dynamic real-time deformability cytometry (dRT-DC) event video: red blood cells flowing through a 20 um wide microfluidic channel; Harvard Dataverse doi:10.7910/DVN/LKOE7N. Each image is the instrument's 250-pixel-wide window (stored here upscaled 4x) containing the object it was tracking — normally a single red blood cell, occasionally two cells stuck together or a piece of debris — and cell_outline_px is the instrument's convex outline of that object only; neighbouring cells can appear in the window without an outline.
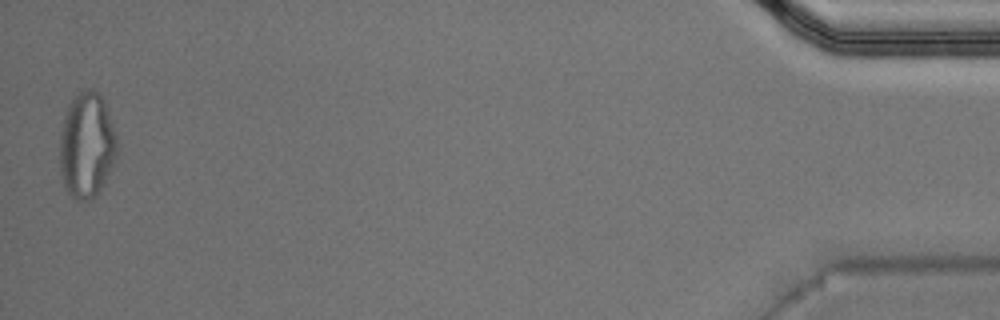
{"species": "Egyptian fruit bat (a non-hibernating species)", "species_latin": "Rousettus aegyptiacus", "temperature_condition": "warm", "stored_images_in_passage": 34, "segment_of_instrument_passage": [2, 2], "camera_frame_rate_fps": 3000, "um_per_image_px": 0.085, "animal": {"sex": "male"}, "frame": {"image": 1, "passage_image": 34, "time_ms": 11.0, "image_size_px": [1000, 320], "cell_outline_px": [[116, 156], [104, 184], [96, 196], [88, 200], [76, 200], [64, 188], [60, 172], [60, 132], [64, 116], [68, 104], [80, 92], [88, 88], [92, 88], [104, 100], [116, 136]], "centroid_in_image_um": [7.35, 12.37], "position_along_channel_um": 427.8, "area_um2": 35.14}}